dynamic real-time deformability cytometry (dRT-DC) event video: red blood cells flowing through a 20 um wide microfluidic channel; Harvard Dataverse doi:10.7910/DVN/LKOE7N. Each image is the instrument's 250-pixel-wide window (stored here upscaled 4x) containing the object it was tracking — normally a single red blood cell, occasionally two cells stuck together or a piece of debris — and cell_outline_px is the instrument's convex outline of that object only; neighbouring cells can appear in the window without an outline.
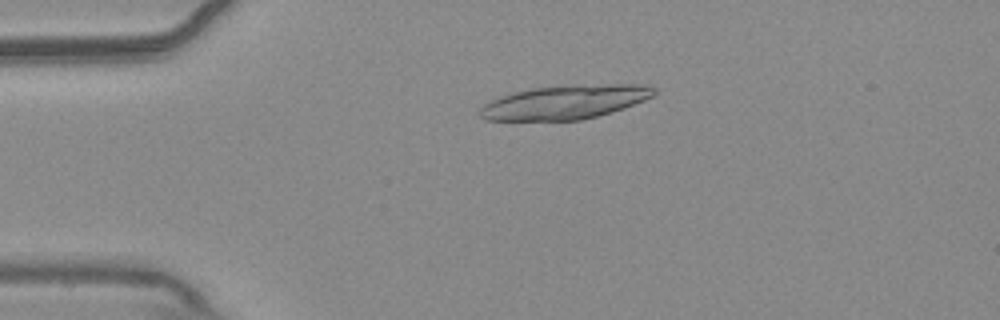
{"species": "common noctule bat (a hibernating species)", "species_latin": "Nyctalus noctula", "temperature_condition": "warm", "stored_images_in_passage": 43, "camera_frame_rate_fps": 3000, "um_per_image_px": 0.085, "animal": {"sex": "male", "body_mass_g": 20.4}, "frame": {"image": 1, "passage_image": 1, "time_ms": 0.0, "image_size_px": [1000, 320], "cell_outline_px": [[656, 92], [652, 96], [644, 100], [624, 108], [612, 112], [580, 120], [484, 120], [476, 112], [484, 104], [500, 96], [532, 88], [608, 84], [648, 84], [656, 88]], "centroid_in_image_um": [48.03, 8.69], "position_along_channel_um": 37.0, "area_um2": 34.16}}